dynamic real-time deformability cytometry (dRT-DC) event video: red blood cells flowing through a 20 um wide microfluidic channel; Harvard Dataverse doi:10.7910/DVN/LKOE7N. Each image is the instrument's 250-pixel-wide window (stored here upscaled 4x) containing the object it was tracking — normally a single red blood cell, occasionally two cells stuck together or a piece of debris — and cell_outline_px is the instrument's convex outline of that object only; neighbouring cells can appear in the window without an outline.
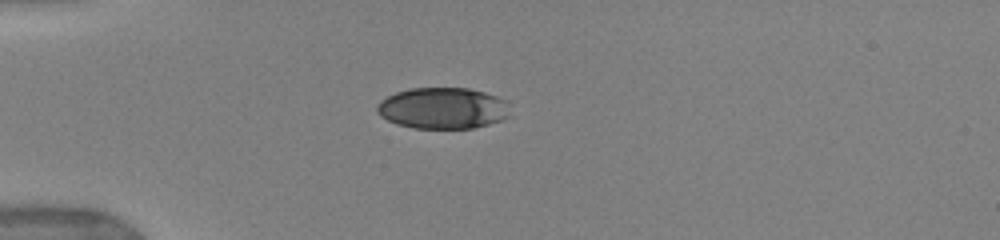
{"species": "human", "species_latin": "Homo sapiens", "temperature_condition": "warm", "stored_images_in_passage": 13, "camera_frame_rate_fps": 3000, "um_per_image_px": 0.085, "donor": {"sex": "female"}, "frame": {"image": 1, "passage_image": 1, "time_ms": 0.0, "image_size_px": [1000, 240], "cell_outline_px": [[512, 116], [504, 120], [472, 128], [412, 128], [396, 124], [380, 116], [376, 112], [376, 104], [380, 100], [396, 92], [412, 88], [468, 88], [484, 92], [508, 100]], "centroid_in_image_um": [37.68, 9.2], "position_along_channel_um": 47.3, "area_um2": 32.48}}